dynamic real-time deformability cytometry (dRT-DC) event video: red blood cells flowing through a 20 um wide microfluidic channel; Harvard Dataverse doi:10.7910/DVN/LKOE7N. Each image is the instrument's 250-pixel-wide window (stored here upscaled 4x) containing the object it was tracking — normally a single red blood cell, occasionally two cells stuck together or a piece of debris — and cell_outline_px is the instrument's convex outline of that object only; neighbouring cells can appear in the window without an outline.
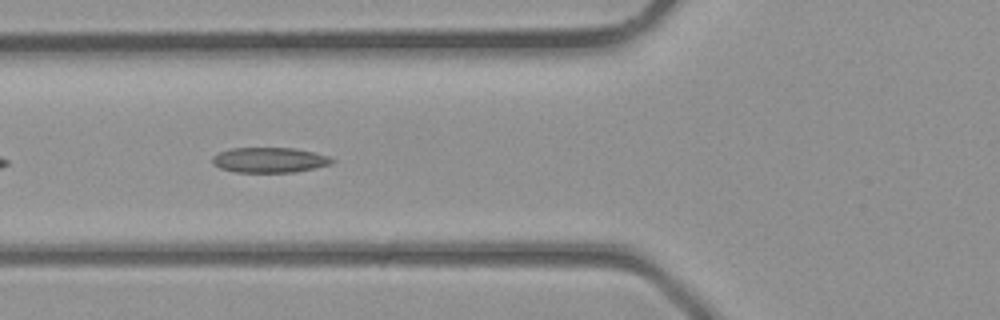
{"species": "common noctule bat (a hibernating species)", "species_latin": "Nyctalus noctula", "temperature_condition": "room temperature", "stored_images_in_passage": 13, "camera_frame_rate_fps": 3000, "um_per_image_px": 0.085, "animal": {"sex": "male", "body_mass_g": 23.1, "forearm_length_mm": 52.7}, "frame": {"image": 1, "passage_image": 4, "time_ms": 1.0, "image_size_px": [1000, 320], "cell_outline_px": [[336, 160], [332, 164], [296, 172], [236, 172], [220, 168], [212, 164], [212, 156], [220, 152], [232, 148], [296, 148], [328, 156]], "centroid_in_image_um": [22.91, 13.6], "position_along_channel_um": 102.9, "area_um2": 17.57}}
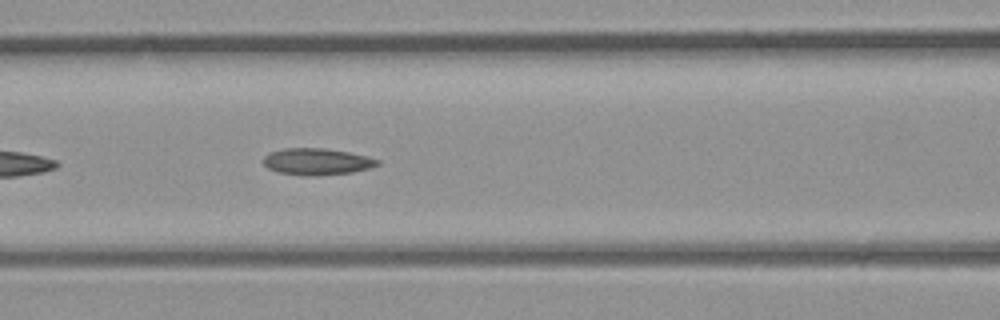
{"frame": {"image": 2, "passage_image": 6, "time_ms": 1.667, "image_size_px": [1000, 320], "cell_outline_px": [[380, 164], [368, 168], [352, 172], [316, 176], [304, 176], [276, 172], [268, 168], [264, 164], [264, 156], [268, 152], [284, 148], [324, 148], [348, 152], [368, 156], [380, 160]], "centroid_in_image_um": [26.91, 13.74], "position_along_channel_um": 139.7, "area_um2": 17.86}}
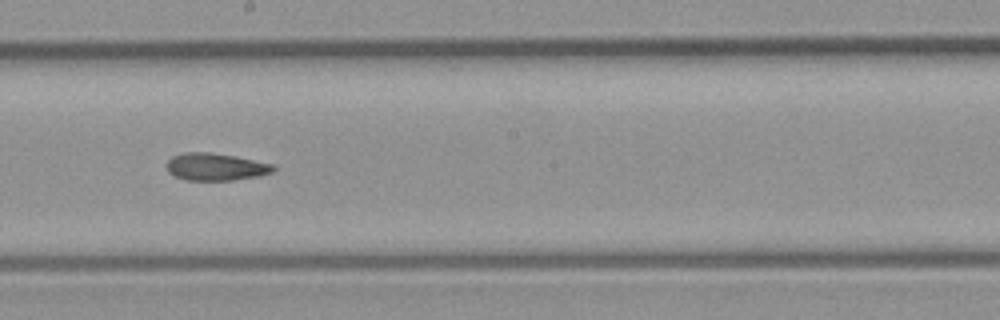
{"frame": {"image": 3, "passage_image": 11, "time_ms": 3.333, "image_size_px": [1000, 320], "cell_outline_px": [[276, 168], [272, 172], [260, 176], [232, 180], [188, 180], [176, 176], [168, 172], [168, 160], [172, 156], [184, 152], [212, 152], [236, 156], [272, 164]], "centroid_in_image_um": [18.35, 14.17], "position_along_channel_um": 229.9, "area_um2": 16.94}}